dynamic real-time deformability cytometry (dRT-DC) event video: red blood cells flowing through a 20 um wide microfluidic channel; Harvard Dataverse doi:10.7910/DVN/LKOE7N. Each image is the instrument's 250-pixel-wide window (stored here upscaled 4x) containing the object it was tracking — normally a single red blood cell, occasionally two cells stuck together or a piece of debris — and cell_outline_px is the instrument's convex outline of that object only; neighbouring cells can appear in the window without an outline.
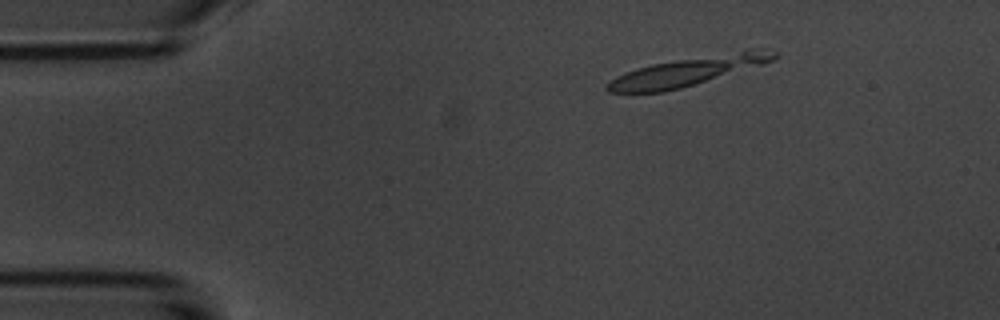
{"species": "common noctule bat (a hibernating species)", "species_latin": "Nyctalus noctula", "temperature_condition": "room temperature", "stored_images_in_passage": 5, "camera_frame_rate_fps": 3000, "um_per_image_px": 0.085, "animal": {"sex": "male", "body_mass_g": 20.1, "forearm_length_mm": 53.5}, "frame": {"image": 1, "passage_image": 3, "time_ms": 2.333, "image_size_px": [1000, 320], "cell_outline_px": [[776, 56], [772, 60], [764, 64], [680, 88], [664, 92], [608, 92], [604, 88], [604, 84], [608, 80], [616, 76], [636, 68], [652, 64], [744, 48], [776, 48]], "centroid_in_image_um": [58.52, 6.02], "position_along_channel_um": 26.5, "area_um2": 28.38}}
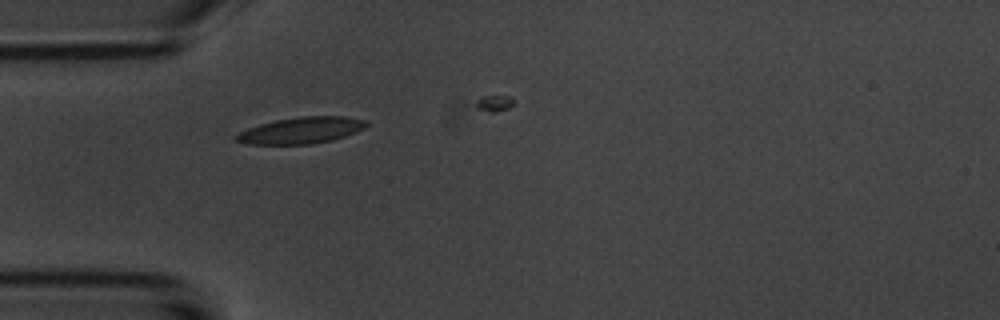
{"frame": {"image": 2, "passage_image": 5, "time_ms": 4.667, "image_size_px": [1000, 320], "cell_outline_px": [[368, 124], [364, 128], [356, 132], [332, 140], [312, 144], [248, 144], [236, 140], [232, 136], [248, 128], [260, 124], [276, 120], [300, 116], [344, 116], [368, 120]], "centroid_in_image_um": [25.62, 11.07], "position_along_channel_um": 59.4, "area_um2": 20.06}}